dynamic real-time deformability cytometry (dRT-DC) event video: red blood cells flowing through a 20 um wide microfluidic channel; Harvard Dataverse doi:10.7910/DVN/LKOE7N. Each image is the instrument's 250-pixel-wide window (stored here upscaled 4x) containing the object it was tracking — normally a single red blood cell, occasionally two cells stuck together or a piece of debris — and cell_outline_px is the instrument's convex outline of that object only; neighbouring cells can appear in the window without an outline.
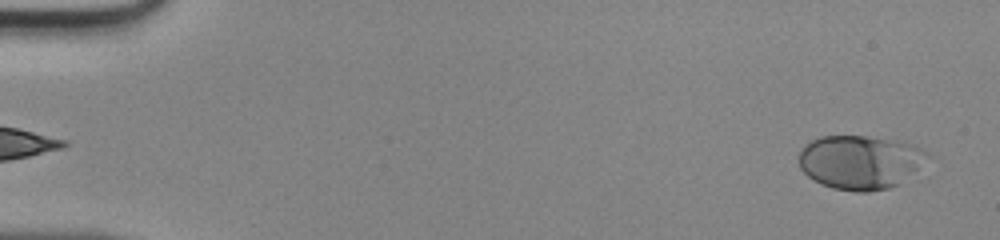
{"species": "human", "species_latin": "Homo sapiens", "temperature_condition": "room temperature", "stored_images_in_passage": 48, "camera_frame_rate_fps": 3000, "um_per_image_px": 0.085, "donor": {"sex": "male"}, "frame": {"image": 1, "passage_image": 2, "time_ms": 0.333, "image_size_px": [1000, 240], "cell_outline_px": [[924, 156], [916, 168], [900, 184], [888, 188], [868, 192], [856, 192], [832, 188], [820, 184], [808, 176], [800, 168], [796, 156], [800, 148], [812, 140], [820, 136], [864, 136], [916, 144], [924, 152]], "centroid_in_image_um": [72.98, 13.78], "position_along_channel_um": 12.0, "area_um2": 40.0}}
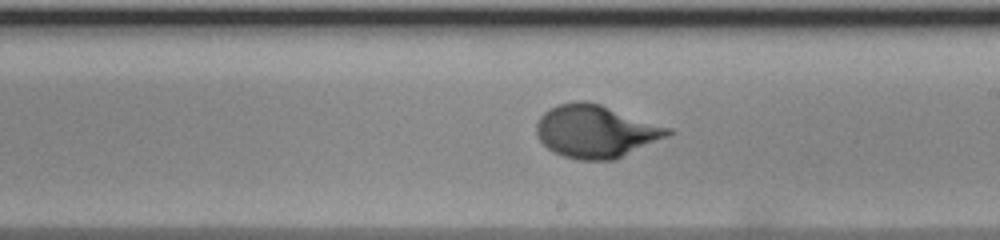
{"frame": {"image": 2, "passage_image": 28, "time_ms": 9.0, "image_size_px": [1000, 240], "cell_outline_px": [[676, 132], [668, 136], [616, 160], [580, 160], [564, 156], [548, 148], [540, 140], [536, 132], [536, 124], [540, 116], [548, 108], [560, 104], [576, 100], [588, 100], [672, 128]], "centroid_in_image_um": [50.67, 11.15], "position_along_channel_um": 238.3, "area_um2": 40.52}}
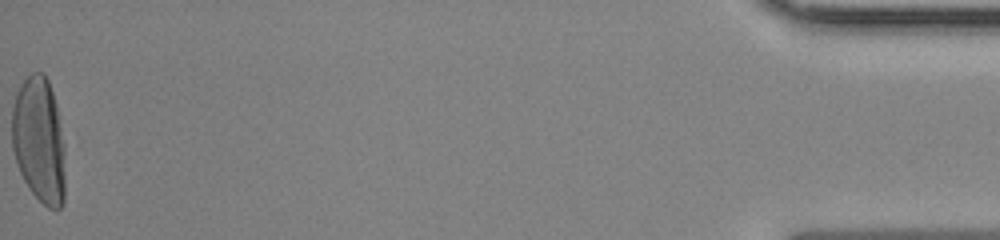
{"frame": {"image": 3, "passage_image": 48, "time_ms": 15.667, "image_size_px": [1000, 240], "cell_outline_px": [[64, 204], [60, 208], [48, 208], [28, 188], [20, 172], [12, 148], [12, 108], [16, 92], [20, 84], [32, 72], [44, 72], [48, 80], [56, 104], [64, 144]], "centroid_in_image_um": [3.31, 11.9], "position_along_channel_um": 431.9, "area_um2": 39.13}}